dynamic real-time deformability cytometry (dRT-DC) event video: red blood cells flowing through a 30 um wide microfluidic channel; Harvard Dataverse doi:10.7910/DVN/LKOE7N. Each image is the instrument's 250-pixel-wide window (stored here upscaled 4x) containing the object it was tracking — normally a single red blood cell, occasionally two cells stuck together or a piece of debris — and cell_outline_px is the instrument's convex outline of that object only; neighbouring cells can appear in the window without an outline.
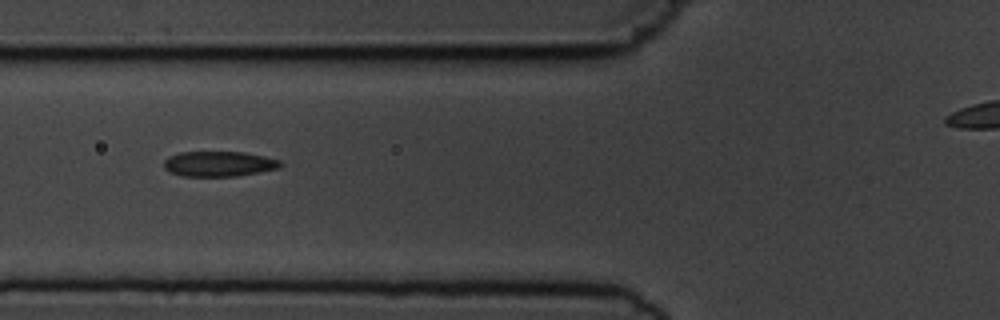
{"species": "common noctule bat (a hibernating species)", "species_latin": "Nyctalus noctula", "temperature_condition": "cold", "stored_images_in_passage": 7, "camera_frame_rate_fps": 3000, "um_per_image_px": 0.085, "animal": {"sex": "male", "body_mass_g": 19.5, "forearm_length_mm": 54.6}, "frame": {"image": 1, "passage_image": 2, "time_ms": 1.333, "image_size_px": [1000, 320], "cell_outline_px": [[284, 164], [280, 168], [260, 172], [236, 176], [180, 176], [168, 172], [164, 168], [164, 160], [168, 156], [180, 152], [244, 152], [264, 156], [280, 160]], "centroid_in_image_um": [18.6, 13.93], "position_along_channel_um": 107.2, "area_um2": 17.34}}
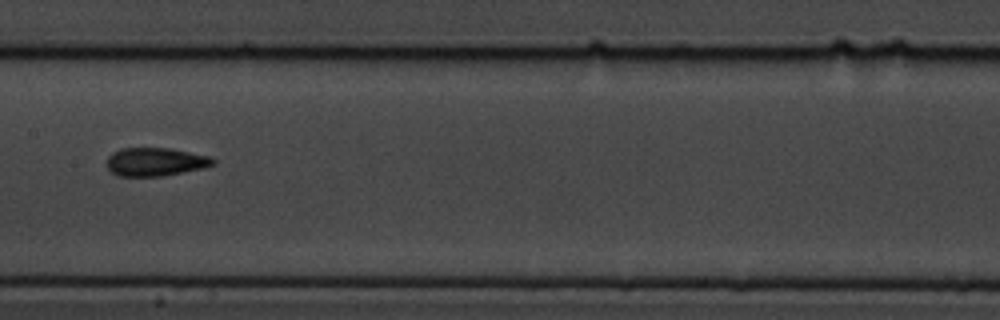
{"frame": {"image": 2, "passage_image": 4, "time_ms": 3.667, "image_size_px": [1000, 320], "cell_outline_px": [[216, 164], [204, 168], [164, 176], [116, 176], [104, 164], [108, 156], [112, 152], [120, 148], [168, 148], [212, 156], [216, 160]], "centroid_in_image_um": [13.21, 13.76], "position_along_channel_um": 194.2, "area_um2": 17.92}}
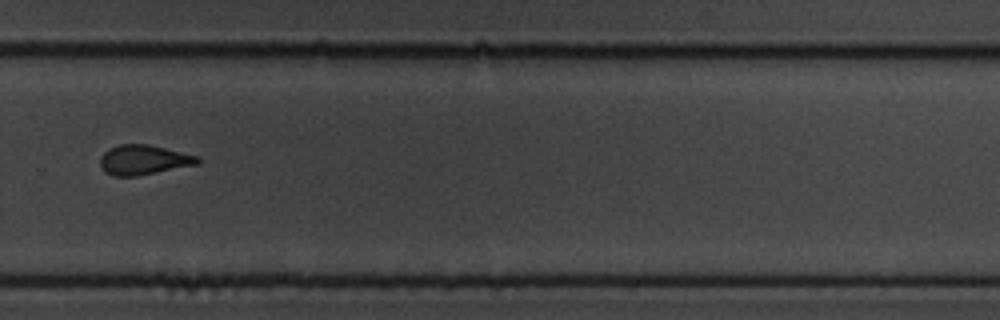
{"frame": {"image": 3, "passage_image": 7, "time_ms": 7.0, "image_size_px": [1000, 320], "cell_outline_px": [[200, 164], [136, 176], [112, 176], [100, 164], [100, 156], [104, 152], [120, 144], [148, 144], [200, 156]], "centroid_in_image_um": [12.26, 13.58], "position_along_channel_um": 317.5, "area_um2": 16.82}}